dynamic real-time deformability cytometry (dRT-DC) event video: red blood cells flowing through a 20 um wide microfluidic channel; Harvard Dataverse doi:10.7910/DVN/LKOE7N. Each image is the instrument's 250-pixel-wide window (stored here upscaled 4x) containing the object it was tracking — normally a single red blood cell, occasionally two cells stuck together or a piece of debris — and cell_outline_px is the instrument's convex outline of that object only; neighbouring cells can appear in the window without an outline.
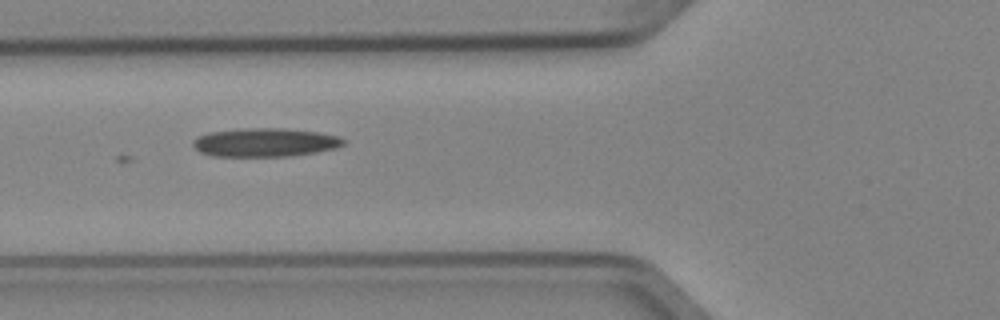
{"species": "Egyptian fruit bat (a non-hibernating species)", "species_latin": "Rousettus aegyptiacus", "temperature_condition": "cold", "stored_images_in_passage": 4, "camera_frame_rate_fps": 3000, "um_per_image_px": 0.085, "animal": {"sex": "female"}, "frame": {"image": 1, "passage_image": 4, "time_ms": 1.0, "image_size_px": [1000, 320], "cell_outline_px": [[344, 144], [336, 148], [316, 152], [288, 156], [212, 156], [200, 152], [192, 144], [196, 136], [208, 132], [244, 128], [280, 128], [316, 132], [340, 136], [344, 140]], "centroid_in_image_um": [22.5, 12.1], "position_along_channel_um": 103.3, "area_um2": 25.03}}